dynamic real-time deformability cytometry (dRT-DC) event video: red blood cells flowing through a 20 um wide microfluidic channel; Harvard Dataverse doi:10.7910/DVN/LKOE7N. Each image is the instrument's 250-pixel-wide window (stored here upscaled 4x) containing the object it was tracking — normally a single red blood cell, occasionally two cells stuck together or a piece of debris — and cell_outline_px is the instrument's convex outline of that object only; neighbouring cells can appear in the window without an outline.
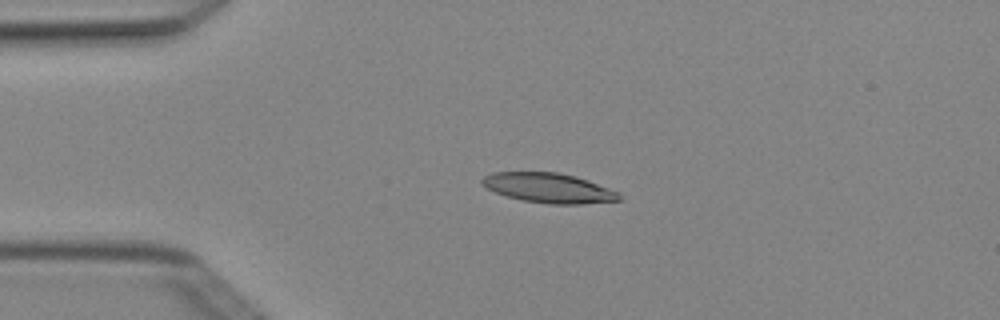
{"species": "Egyptian fruit bat (a non-hibernating species)", "species_latin": "Rousettus aegyptiacus", "temperature_condition": "cold", "stored_images_in_passage": 6, "camera_frame_rate_fps": 3000, "um_per_image_px": 0.085, "animal": {"sex": "female"}, "frame": {"image": 1, "passage_image": 3, "time_ms": 0.667, "image_size_px": [1000, 320], "cell_outline_px": [[620, 200], [580, 204], [548, 204], [524, 200], [508, 196], [496, 192], [480, 184], [480, 180], [484, 176], [492, 172], [556, 172], [576, 176], [588, 180], [620, 192]], "centroid_in_image_um": [46.64, 15.97], "position_along_channel_um": 38.4, "area_um2": 23.7}}
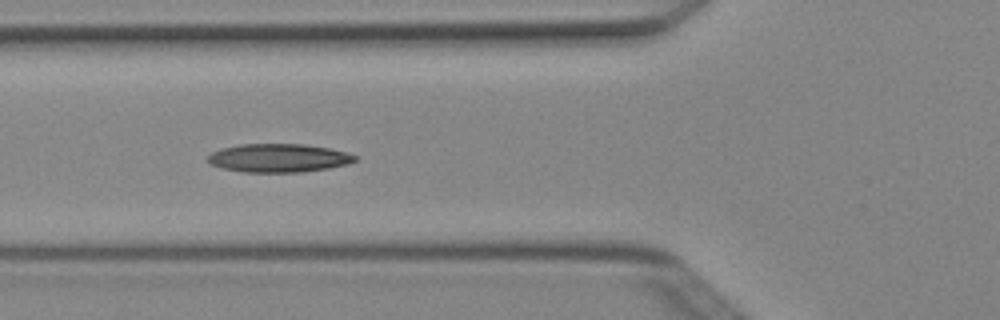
{"frame": {"image": 2, "passage_image": 5, "time_ms": 1.333, "image_size_px": [1000, 320], "cell_outline_px": [[356, 160], [348, 164], [328, 168], [300, 172], [244, 172], [224, 168], [208, 164], [208, 156], [212, 152], [220, 148], [240, 144], [304, 144], [328, 148], [344, 152], [356, 156]], "centroid_in_image_um": [23.64, 13.43], "position_along_channel_um": 102.2, "area_um2": 24.28}}
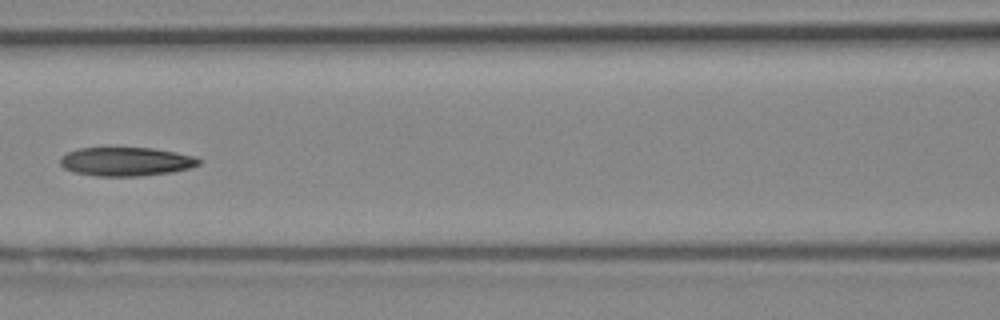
{"frame": {"image": 3, "passage_image": 6, "time_ms": 1.667, "image_size_px": [1000, 320], "cell_outline_px": [[200, 164], [188, 168], [172, 172], [140, 176], [96, 176], [72, 172], [64, 168], [60, 164], [60, 156], [68, 152], [80, 148], [152, 148], [176, 152], [196, 156], [200, 160]], "centroid_in_image_um": [10.7, 13.74], "position_along_channel_um": 155.9, "area_um2": 23.29}}